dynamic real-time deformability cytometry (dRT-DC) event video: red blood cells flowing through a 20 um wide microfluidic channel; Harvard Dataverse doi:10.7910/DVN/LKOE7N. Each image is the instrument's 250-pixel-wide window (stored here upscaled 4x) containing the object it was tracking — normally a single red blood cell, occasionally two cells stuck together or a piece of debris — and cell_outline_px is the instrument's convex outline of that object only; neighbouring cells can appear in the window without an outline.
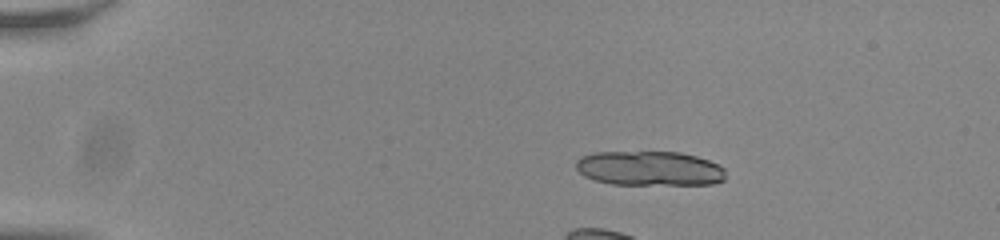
{"species": "common noctule bat (a hibernating species)", "species_latin": "Nyctalus noctula", "temperature_condition": "room temperature", "stored_images_in_passage": 37, "camera_frame_rate_fps": 3000, "um_per_image_px": 0.085, "animal": {"sex": "male", "body_mass_g": 20.0, "forearm_length_mm": 53.3}, "frame": {"image": 1, "passage_image": 1, "time_ms": 0.0, "image_size_px": [1000, 240], "cell_outline_px": [[724, 180], [712, 184], [612, 184], [596, 180], [584, 176], [576, 168], [576, 160], [580, 156], [592, 152], [680, 152], [696, 156], [708, 160], [724, 168]], "centroid_in_image_um": [55.18, 14.31], "position_along_channel_um": 29.8, "area_um2": 30.11}, "authors_computed_cell_mechanics": {"area_um2": 19.1318, "velocity_mm_per_s": 3.8108, "shape_relaxation_time_tau1_ms": 3.6977, "shape_relaxation_time_tau2_ms": 1.8924, "deformation_change_tau1": 0.1152, "deformation_change_tau2": 0.0514}}